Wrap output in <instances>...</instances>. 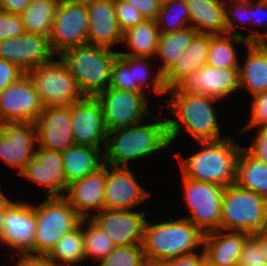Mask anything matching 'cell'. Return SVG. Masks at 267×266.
<instances>
[{
    "label": "cell",
    "instance_id": "obj_1",
    "mask_svg": "<svg viewBox=\"0 0 267 266\" xmlns=\"http://www.w3.org/2000/svg\"><path fill=\"white\" fill-rule=\"evenodd\" d=\"M151 124H135L108 131L104 164L128 167V162L150 156L170 145L167 120L153 115Z\"/></svg>",
    "mask_w": 267,
    "mask_h": 266
},
{
    "label": "cell",
    "instance_id": "obj_2",
    "mask_svg": "<svg viewBox=\"0 0 267 266\" xmlns=\"http://www.w3.org/2000/svg\"><path fill=\"white\" fill-rule=\"evenodd\" d=\"M167 93L172 96L168 107L178 117L167 119L170 145L179 136L181 125L196 142L220 140L219 122L212 106L219 99L204 94L186 93L180 87L170 89Z\"/></svg>",
    "mask_w": 267,
    "mask_h": 266
},
{
    "label": "cell",
    "instance_id": "obj_3",
    "mask_svg": "<svg viewBox=\"0 0 267 266\" xmlns=\"http://www.w3.org/2000/svg\"><path fill=\"white\" fill-rule=\"evenodd\" d=\"M201 149L180 160L182 175L195 181L209 182L224 188L235 184L237 159L241 147L232 138L197 141Z\"/></svg>",
    "mask_w": 267,
    "mask_h": 266
},
{
    "label": "cell",
    "instance_id": "obj_4",
    "mask_svg": "<svg viewBox=\"0 0 267 266\" xmlns=\"http://www.w3.org/2000/svg\"><path fill=\"white\" fill-rule=\"evenodd\" d=\"M150 224L146 221L142 248L145 259L166 261L185 256L203 246L204 233L185 217Z\"/></svg>",
    "mask_w": 267,
    "mask_h": 266
},
{
    "label": "cell",
    "instance_id": "obj_5",
    "mask_svg": "<svg viewBox=\"0 0 267 266\" xmlns=\"http://www.w3.org/2000/svg\"><path fill=\"white\" fill-rule=\"evenodd\" d=\"M118 52L112 49L82 45L65 50L59 57L75 77L85 96H95L110 86L112 66Z\"/></svg>",
    "mask_w": 267,
    "mask_h": 266
},
{
    "label": "cell",
    "instance_id": "obj_6",
    "mask_svg": "<svg viewBox=\"0 0 267 266\" xmlns=\"http://www.w3.org/2000/svg\"><path fill=\"white\" fill-rule=\"evenodd\" d=\"M267 227V199L232 184L224 189L220 229L254 235Z\"/></svg>",
    "mask_w": 267,
    "mask_h": 266
},
{
    "label": "cell",
    "instance_id": "obj_7",
    "mask_svg": "<svg viewBox=\"0 0 267 266\" xmlns=\"http://www.w3.org/2000/svg\"><path fill=\"white\" fill-rule=\"evenodd\" d=\"M46 200L34 206L36 213L35 255H48L59 239L75 229L82 217L64 196L45 197Z\"/></svg>",
    "mask_w": 267,
    "mask_h": 266
},
{
    "label": "cell",
    "instance_id": "obj_8",
    "mask_svg": "<svg viewBox=\"0 0 267 266\" xmlns=\"http://www.w3.org/2000/svg\"><path fill=\"white\" fill-rule=\"evenodd\" d=\"M27 74L43 107L72 105L85 96L80 91L75 77L61 59L39 65Z\"/></svg>",
    "mask_w": 267,
    "mask_h": 266
},
{
    "label": "cell",
    "instance_id": "obj_9",
    "mask_svg": "<svg viewBox=\"0 0 267 266\" xmlns=\"http://www.w3.org/2000/svg\"><path fill=\"white\" fill-rule=\"evenodd\" d=\"M89 11L87 4L60 0L57 6L49 43L55 55L65 50L87 44Z\"/></svg>",
    "mask_w": 267,
    "mask_h": 266
},
{
    "label": "cell",
    "instance_id": "obj_10",
    "mask_svg": "<svg viewBox=\"0 0 267 266\" xmlns=\"http://www.w3.org/2000/svg\"><path fill=\"white\" fill-rule=\"evenodd\" d=\"M184 200L191 217L186 219L204 234L217 231L221 224V207L224 187L203 181H195L183 176Z\"/></svg>",
    "mask_w": 267,
    "mask_h": 266
},
{
    "label": "cell",
    "instance_id": "obj_11",
    "mask_svg": "<svg viewBox=\"0 0 267 266\" xmlns=\"http://www.w3.org/2000/svg\"><path fill=\"white\" fill-rule=\"evenodd\" d=\"M101 104L108 131L141 123L153 116L149 111L144 93H135L107 87L95 95Z\"/></svg>",
    "mask_w": 267,
    "mask_h": 266
},
{
    "label": "cell",
    "instance_id": "obj_12",
    "mask_svg": "<svg viewBox=\"0 0 267 266\" xmlns=\"http://www.w3.org/2000/svg\"><path fill=\"white\" fill-rule=\"evenodd\" d=\"M43 108L29 75L25 73L0 93V124L35 123Z\"/></svg>",
    "mask_w": 267,
    "mask_h": 266
},
{
    "label": "cell",
    "instance_id": "obj_13",
    "mask_svg": "<svg viewBox=\"0 0 267 266\" xmlns=\"http://www.w3.org/2000/svg\"><path fill=\"white\" fill-rule=\"evenodd\" d=\"M73 140L77 145L105 147L108 134L101 104L95 96H84L71 105Z\"/></svg>",
    "mask_w": 267,
    "mask_h": 266
},
{
    "label": "cell",
    "instance_id": "obj_14",
    "mask_svg": "<svg viewBox=\"0 0 267 266\" xmlns=\"http://www.w3.org/2000/svg\"><path fill=\"white\" fill-rule=\"evenodd\" d=\"M0 58L16 64L25 73L54 59L49 38L24 33L0 41Z\"/></svg>",
    "mask_w": 267,
    "mask_h": 266
},
{
    "label": "cell",
    "instance_id": "obj_15",
    "mask_svg": "<svg viewBox=\"0 0 267 266\" xmlns=\"http://www.w3.org/2000/svg\"><path fill=\"white\" fill-rule=\"evenodd\" d=\"M144 212L103 209L92 216L115 246L142 245L145 220Z\"/></svg>",
    "mask_w": 267,
    "mask_h": 266
},
{
    "label": "cell",
    "instance_id": "obj_16",
    "mask_svg": "<svg viewBox=\"0 0 267 266\" xmlns=\"http://www.w3.org/2000/svg\"><path fill=\"white\" fill-rule=\"evenodd\" d=\"M19 175L37 185L45 186L46 197L64 196L62 192L67 191L68 188L61 152L47 150L40 146L39 149H35L33 158Z\"/></svg>",
    "mask_w": 267,
    "mask_h": 266
},
{
    "label": "cell",
    "instance_id": "obj_17",
    "mask_svg": "<svg viewBox=\"0 0 267 266\" xmlns=\"http://www.w3.org/2000/svg\"><path fill=\"white\" fill-rule=\"evenodd\" d=\"M36 226L34 205L21 200L14 201L7 209L3 221V245L18 250V255H34Z\"/></svg>",
    "mask_w": 267,
    "mask_h": 266
},
{
    "label": "cell",
    "instance_id": "obj_18",
    "mask_svg": "<svg viewBox=\"0 0 267 266\" xmlns=\"http://www.w3.org/2000/svg\"><path fill=\"white\" fill-rule=\"evenodd\" d=\"M34 124L40 147L63 152L75 145L71 126V105L44 107Z\"/></svg>",
    "mask_w": 267,
    "mask_h": 266
},
{
    "label": "cell",
    "instance_id": "obj_19",
    "mask_svg": "<svg viewBox=\"0 0 267 266\" xmlns=\"http://www.w3.org/2000/svg\"><path fill=\"white\" fill-rule=\"evenodd\" d=\"M37 141L34 123H1L0 124V158L19 172L34 156V145Z\"/></svg>",
    "mask_w": 267,
    "mask_h": 266
},
{
    "label": "cell",
    "instance_id": "obj_20",
    "mask_svg": "<svg viewBox=\"0 0 267 266\" xmlns=\"http://www.w3.org/2000/svg\"><path fill=\"white\" fill-rule=\"evenodd\" d=\"M148 197L150 193L141 187L129 167L106 164L104 209L131 210Z\"/></svg>",
    "mask_w": 267,
    "mask_h": 266
},
{
    "label": "cell",
    "instance_id": "obj_21",
    "mask_svg": "<svg viewBox=\"0 0 267 266\" xmlns=\"http://www.w3.org/2000/svg\"><path fill=\"white\" fill-rule=\"evenodd\" d=\"M179 87L186 93L221 99L239 89V68L222 69L205 64Z\"/></svg>",
    "mask_w": 267,
    "mask_h": 266
},
{
    "label": "cell",
    "instance_id": "obj_22",
    "mask_svg": "<svg viewBox=\"0 0 267 266\" xmlns=\"http://www.w3.org/2000/svg\"><path fill=\"white\" fill-rule=\"evenodd\" d=\"M86 4L89 11L87 44L110 49L122 42L114 0H92Z\"/></svg>",
    "mask_w": 267,
    "mask_h": 266
},
{
    "label": "cell",
    "instance_id": "obj_23",
    "mask_svg": "<svg viewBox=\"0 0 267 266\" xmlns=\"http://www.w3.org/2000/svg\"><path fill=\"white\" fill-rule=\"evenodd\" d=\"M106 164L98 172L72 181L64 197L82 218L90 217V210L104 209Z\"/></svg>",
    "mask_w": 267,
    "mask_h": 266
},
{
    "label": "cell",
    "instance_id": "obj_24",
    "mask_svg": "<svg viewBox=\"0 0 267 266\" xmlns=\"http://www.w3.org/2000/svg\"><path fill=\"white\" fill-rule=\"evenodd\" d=\"M222 229L204 234L205 259L214 266H238L246 240L251 234L241 231L222 232Z\"/></svg>",
    "mask_w": 267,
    "mask_h": 266
},
{
    "label": "cell",
    "instance_id": "obj_25",
    "mask_svg": "<svg viewBox=\"0 0 267 266\" xmlns=\"http://www.w3.org/2000/svg\"><path fill=\"white\" fill-rule=\"evenodd\" d=\"M210 34L197 33L185 52L163 76L167 90L179 87L187 78L207 63Z\"/></svg>",
    "mask_w": 267,
    "mask_h": 266
},
{
    "label": "cell",
    "instance_id": "obj_26",
    "mask_svg": "<svg viewBox=\"0 0 267 266\" xmlns=\"http://www.w3.org/2000/svg\"><path fill=\"white\" fill-rule=\"evenodd\" d=\"M196 34L197 32L191 26L179 31L159 34L156 54H159L163 64L159 67L151 81L156 93L165 95L168 92L163 76L185 52Z\"/></svg>",
    "mask_w": 267,
    "mask_h": 266
},
{
    "label": "cell",
    "instance_id": "obj_27",
    "mask_svg": "<svg viewBox=\"0 0 267 266\" xmlns=\"http://www.w3.org/2000/svg\"><path fill=\"white\" fill-rule=\"evenodd\" d=\"M189 14L190 26L203 34L228 33L225 6L227 0H185Z\"/></svg>",
    "mask_w": 267,
    "mask_h": 266
},
{
    "label": "cell",
    "instance_id": "obj_28",
    "mask_svg": "<svg viewBox=\"0 0 267 266\" xmlns=\"http://www.w3.org/2000/svg\"><path fill=\"white\" fill-rule=\"evenodd\" d=\"M248 56L239 67V88L253 96L267 90V42H248Z\"/></svg>",
    "mask_w": 267,
    "mask_h": 266
},
{
    "label": "cell",
    "instance_id": "obj_29",
    "mask_svg": "<svg viewBox=\"0 0 267 266\" xmlns=\"http://www.w3.org/2000/svg\"><path fill=\"white\" fill-rule=\"evenodd\" d=\"M101 149L75 144L61 152L67 185L103 168L104 157H100Z\"/></svg>",
    "mask_w": 267,
    "mask_h": 266
},
{
    "label": "cell",
    "instance_id": "obj_30",
    "mask_svg": "<svg viewBox=\"0 0 267 266\" xmlns=\"http://www.w3.org/2000/svg\"><path fill=\"white\" fill-rule=\"evenodd\" d=\"M159 34L156 20L144 19L123 32L122 42H125L132 52H118V54L131 57H152L157 52Z\"/></svg>",
    "mask_w": 267,
    "mask_h": 266
},
{
    "label": "cell",
    "instance_id": "obj_31",
    "mask_svg": "<svg viewBox=\"0 0 267 266\" xmlns=\"http://www.w3.org/2000/svg\"><path fill=\"white\" fill-rule=\"evenodd\" d=\"M235 184L267 199V165L242 148L237 159Z\"/></svg>",
    "mask_w": 267,
    "mask_h": 266
},
{
    "label": "cell",
    "instance_id": "obj_32",
    "mask_svg": "<svg viewBox=\"0 0 267 266\" xmlns=\"http://www.w3.org/2000/svg\"><path fill=\"white\" fill-rule=\"evenodd\" d=\"M86 218H82L81 223L72 231L64 234L56 243L54 248L47 255L49 261L58 266H72L85 261L83 224Z\"/></svg>",
    "mask_w": 267,
    "mask_h": 266
},
{
    "label": "cell",
    "instance_id": "obj_33",
    "mask_svg": "<svg viewBox=\"0 0 267 266\" xmlns=\"http://www.w3.org/2000/svg\"><path fill=\"white\" fill-rule=\"evenodd\" d=\"M210 34L209 53L207 63L217 68H239L237 52L234 47L235 43H244L247 45L246 37L241 33L235 34ZM232 40V41H231Z\"/></svg>",
    "mask_w": 267,
    "mask_h": 266
},
{
    "label": "cell",
    "instance_id": "obj_34",
    "mask_svg": "<svg viewBox=\"0 0 267 266\" xmlns=\"http://www.w3.org/2000/svg\"><path fill=\"white\" fill-rule=\"evenodd\" d=\"M60 0H31L20 15L25 32L49 38L55 12Z\"/></svg>",
    "mask_w": 267,
    "mask_h": 266
},
{
    "label": "cell",
    "instance_id": "obj_35",
    "mask_svg": "<svg viewBox=\"0 0 267 266\" xmlns=\"http://www.w3.org/2000/svg\"><path fill=\"white\" fill-rule=\"evenodd\" d=\"M155 20L160 33L175 32L190 27V14L186 1L171 0L162 4Z\"/></svg>",
    "mask_w": 267,
    "mask_h": 266
},
{
    "label": "cell",
    "instance_id": "obj_36",
    "mask_svg": "<svg viewBox=\"0 0 267 266\" xmlns=\"http://www.w3.org/2000/svg\"><path fill=\"white\" fill-rule=\"evenodd\" d=\"M89 227L83 229L85 260L96 263L104 259L116 246L107 234L91 218H86Z\"/></svg>",
    "mask_w": 267,
    "mask_h": 266
},
{
    "label": "cell",
    "instance_id": "obj_37",
    "mask_svg": "<svg viewBox=\"0 0 267 266\" xmlns=\"http://www.w3.org/2000/svg\"><path fill=\"white\" fill-rule=\"evenodd\" d=\"M110 87L135 93H143L134 82L133 57L118 55L115 58L112 66Z\"/></svg>",
    "mask_w": 267,
    "mask_h": 266
},
{
    "label": "cell",
    "instance_id": "obj_38",
    "mask_svg": "<svg viewBox=\"0 0 267 266\" xmlns=\"http://www.w3.org/2000/svg\"><path fill=\"white\" fill-rule=\"evenodd\" d=\"M144 260L142 245L116 246L98 266H140Z\"/></svg>",
    "mask_w": 267,
    "mask_h": 266
},
{
    "label": "cell",
    "instance_id": "obj_39",
    "mask_svg": "<svg viewBox=\"0 0 267 266\" xmlns=\"http://www.w3.org/2000/svg\"><path fill=\"white\" fill-rule=\"evenodd\" d=\"M114 5L117 22L122 33L144 20L141 13L132 4L123 0H114Z\"/></svg>",
    "mask_w": 267,
    "mask_h": 266
},
{
    "label": "cell",
    "instance_id": "obj_40",
    "mask_svg": "<svg viewBox=\"0 0 267 266\" xmlns=\"http://www.w3.org/2000/svg\"><path fill=\"white\" fill-rule=\"evenodd\" d=\"M238 266H267V260L258 239L251 235L245 242Z\"/></svg>",
    "mask_w": 267,
    "mask_h": 266
},
{
    "label": "cell",
    "instance_id": "obj_41",
    "mask_svg": "<svg viewBox=\"0 0 267 266\" xmlns=\"http://www.w3.org/2000/svg\"><path fill=\"white\" fill-rule=\"evenodd\" d=\"M229 4H230L229 6H225L226 25H227L228 33H232L233 30L236 29L235 23L233 22L231 18H234L235 20H238L244 23L245 22L252 23L251 0H229ZM231 15H233L234 17H231Z\"/></svg>",
    "mask_w": 267,
    "mask_h": 266
},
{
    "label": "cell",
    "instance_id": "obj_42",
    "mask_svg": "<svg viewBox=\"0 0 267 266\" xmlns=\"http://www.w3.org/2000/svg\"><path fill=\"white\" fill-rule=\"evenodd\" d=\"M251 102V118L241 133L254 127H267V90L253 96Z\"/></svg>",
    "mask_w": 267,
    "mask_h": 266
},
{
    "label": "cell",
    "instance_id": "obj_43",
    "mask_svg": "<svg viewBox=\"0 0 267 266\" xmlns=\"http://www.w3.org/2000/svg\"><path fill=\"white\" fill-rule=\"evenodd\" d=\"M24 33L25 28L20 15L0 11V41Z\"/></svg>",
    "mask_w": 267,
    "mask_h": 266
},
{
    "label": "cell",
    "instance_id": "obj_44",
    "mask_svg": "<svg viewBox=\"0 0 267 266\" xmlns=\"http://www.w3.org/2000/svg\"><path fill=\"white\" fill-rule=\"evenodd\" d=\"M265 12V13H264ZM267 13V0H257L253 2L251 0V25L255 24L257 26L263 25L264 19L267 18L265 15ZM255 19V20H254ZM262 20V21H261ZM248 42H267V30L266 33L262 34L261 32H253L248 34L246 37Z\"/></svg>",
    "mask_w": 267,
    "mask_h": 266
},
{
    "label": "cell",
    "instance_id": "obj_45",
    "mask_svg": "<svg viewBox=\"0 0 267 266\" xmlns=\"http://www.w3.org/2000/svg\"><path fill=\"white\" fill-rule=\"evenodd\" d=\"M253 144L244 148L251 156L267 165V127H258Z\"/></svg>",
    "mask_w": 267,
    "mask_h": 266
},
{
    "label": "cell",
    "instance_id": "obj_46",
    "mask_svg": "<svg viewBox=\"0 0 267 266\" xmlns=\"http://www.w3.org/2000/svg\"><path fill=\"white\" fill-rule=\"evenodd\" d=\"M24 74L16 64L0 58V93Z\"/></svg>",
    "mask_w": 267,
    "mask_h": 266
},
{
    "label": "cell",
    "instance_id": "obj_47",
    "mask_svg": "<svg viewBox=\"0 0 267 266\" xmlns=\"http://www.w3.org/2000/svg\"><path fill=\"white\" fill-rule=\"evenodd\" d=\"M151 59L150 57H133V76L136 86L142 91L145 84L148 83L149 78L151 77V70L147 68V60ZM150 74V75H149ZM150 76V77H149Z\"/></svg>",
    "mask_w": 267,
    "mask_h": 266
},
{
    "label": "cell",
    "instance_id": "obj_48",
    "mask_svg": "<svg viewBox=\"0 0 267 266\" xmlns=\"http://www.w3.org/2000/svg\"><path fill=\"white\" fill-rule=\"evenodd\" d=\"M132 4L144 17V19L155 20L158 11L160 9V4L157 0H123Z\"/></svg>",
    "mask_w": 267,
    "mask_h": 266
},
{
    "label": "cell",
    "instance_id": "obj_49",
    "mask_svg": "<svg viewBox=\"0 0 267 266\" xmlns=\"http://www.w3.org/2000/svg\"><path fill=\"white\" fill-rule=\"evenodd\" d=\"M205 260L204 252L193 253L185 256H179L177 258L166 260V266H201V263Z\"/></svg>",
    "mask_w": 267,
    "mask_h": 266
},
{
    "label": "cell",
    "instance_id": "obj_50",
    "mask_svg": "<svg viewBox=\"0 0 267 266\" xmlns=\"http://www.w3.org/2000/svg\"><path fill=\"white\" fill-rule=\"evenodd\" d=\"M31 0H0V10L6 13L21 15Z\"/></svg>",
    "mask_w": 267,
    "mask_h": 266
},
{
    "label": "cell",
    "instance_id": "obj_51",
    "mask_svg": "<svg viewBox=\"0 0 267 266\" xmlns=\"http://www.w3.org/2000/svg\"><path fill=\"white\" fill-rule=\"evenodd\" d=\"M21 256L16 266H56L46 255L19 254Z\"/></svg>",
    "mask_w": 267,
    "mask_h": 266
},
{
    "label": "cell",
    "instance_id": "obj_52",
    "mask_svg": "<svg viewBox=\"0 0 267 266\" xmlns=\"http://www.w3.org/2000/svg\"><path fill=\"white\" fill-rule=\"evenodd\" d=\"M3 192L0 191V242L3 243V221L5 219L7 209L13 204Z\"/></svg>",
    "mask_w": 267,
    "mask_h": 266
},
{
    "label": "cell",
    "instance_id": "obj_53",
    "mask_svg": "<svg viewBox=\"0 0 267 266\" xmlns=\"http://www.w3.org/2000/svg\"><path fill=\"white\" fill-rule=\"evenodd\" d=\"M254 236L260 242V246H261V249L263 251V256L267 260V227H265L260 232L255 233Z\"/></svg>",
    "mask_w": 267,
    "mask_h": 266
},
{
    "label": "cell",
    "instance_id": "obj_54",
    "mask_svg": "<svg viewBox=\"0 0 267 266\" xmlns=\"http://www.w3.org/2000/svg\"><path fill=\"white\" fill-rule=\"evenodd\" d=\"M140 266H166L165 261L145 259Z\"/></svg>",
    "mask_w": 267,
    "mask_h": 266
},
{
    "label": "cell",
    "instance_id": "obj_55",
    "mask_svg": "<svg viewBox=\"0 0 267 266\" xmlns=\"http://www.w3.org/2000/svg\"><path fill=\"white\" fill-rule=\"evenodd\" d=\"M201 266H214L210 264L206 259L201 263Z\"/></svg>",
    "mask_w": 267,
    "mask_h": 266
},
{
    "label": "cell",
    "instance_id": "obj_56",
    "mask_svg": "<svg viewBox=\"0 0 267 266\" xmlns=\"http://www.w3.org/2000/svg\"><path fill=\"white\" fill-rule=\"evenodd\" d=\"M160 5L170 2L171 0H157Z\"/></svg>",
    "mask_w": 267,
    "mask_h": 266
},
{
    "label": "cell",
    "instance_id": "obj_57",
    "mask_svg": "<svg viewBox=\"0 0 267 266\" xmlns=\"http://www.w3.org/2000/svg\"><path fill=\"white\" fill-rule=\"evenodd\" d=\"M65 1H77V2H84V3H87V2H90L92 0H65Z\"/></svg>",
    "mask_w": 267,
    "mask_h": 266
}]
</instances>
